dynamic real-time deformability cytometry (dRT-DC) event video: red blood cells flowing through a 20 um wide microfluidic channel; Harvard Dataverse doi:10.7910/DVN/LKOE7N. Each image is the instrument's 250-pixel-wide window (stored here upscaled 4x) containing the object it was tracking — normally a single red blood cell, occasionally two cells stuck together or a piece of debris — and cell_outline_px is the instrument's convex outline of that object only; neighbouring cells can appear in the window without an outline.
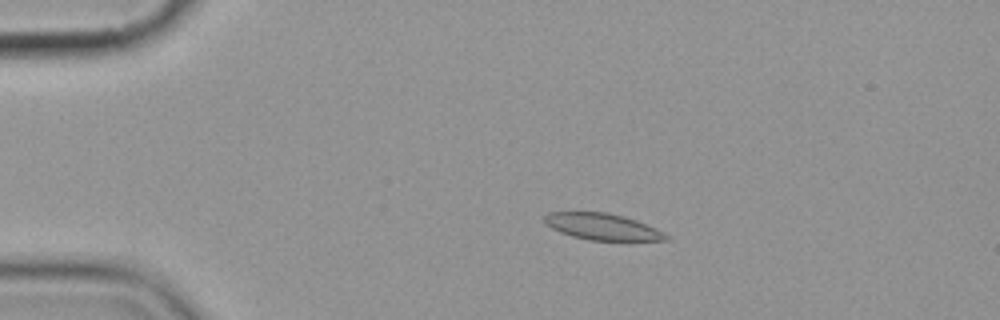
{"species": "common noctule bat (a hibernating species)", "species_latin": "Nyctalus noctula", "temperature_condition": "cold", "stored_images_in_passage": 8, "camera_frame_rate_fps": 3000, "um_per_image_px": 0.085, "animal": {"sex": "female", "body_mass_g": 19.9}, "frame": {"image": 1, "passage_image": 4, "time_ms": 3.333, "image_size_px": [1000, 320], "cell_outline_px": [[668, 240], [588, 240], [572, 236], [560, 232], [544, 224], [544, 216], [548, 212], [604, 212], [624, 216], [636, 220], [656, 228], [668, 236]], "centroid_in_image_um": [51.15, 19.26], "position_along_channel_um": 33.8, "area_um2": 18.61}}
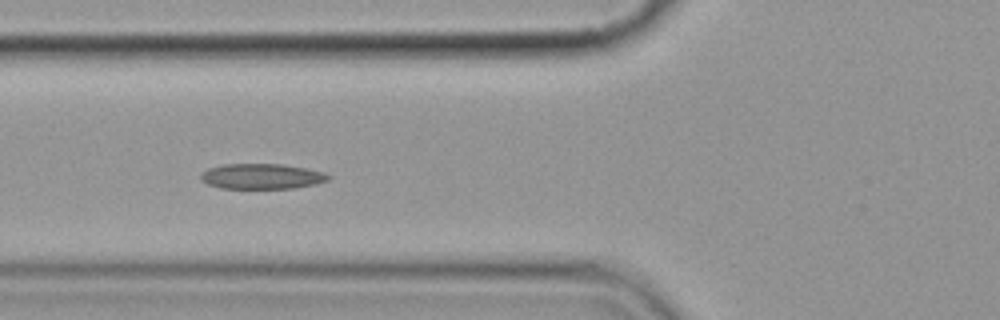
{"frame": {"image": 2, "passage_image": 7, "time_ms": 6.667, "image_size_px": [1000, 320], "cell_outline_px": [[332, 176], [328, 180], [316, 184], [292, 188], [220, 188], [208, 184], [200, 180], [200, 176], [208, 168], [224, 164], [280, 164], [304, 168], [324, 172]], "centroid_in_image_um": [22.25, 14.99], "position_along_channel_um": 103.6, "area_um2": 18.73}}
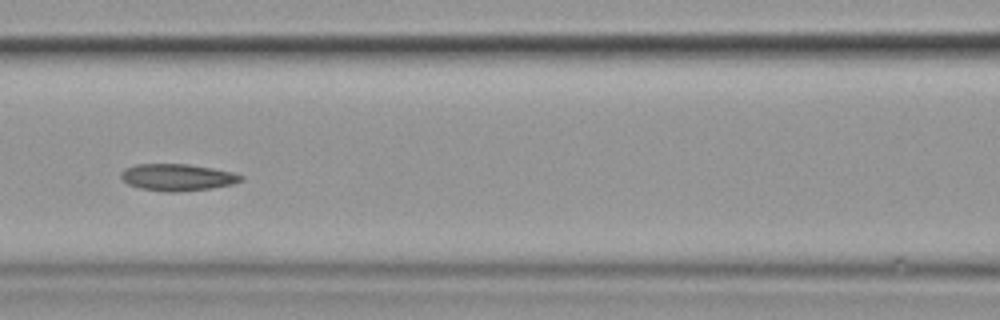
{"frame": {"image": 3, "passage_image": 8, "time_ms": 8.0, "image_size_px": [1000, 320], "cell_outline_px": [[244, 180], [232, 184], [208, 188], [176, 192], [164, 192], [140, 188], [128, 184], [120, 176], [120, 172], [124, 168], [136, 164], [188, 164], [212, 168], [232, 172], [244, 176]], "centroid_in_image_um": [15.05, 15.06], "position_along_channel_um": 151.5, "area_um2": 18.73}}